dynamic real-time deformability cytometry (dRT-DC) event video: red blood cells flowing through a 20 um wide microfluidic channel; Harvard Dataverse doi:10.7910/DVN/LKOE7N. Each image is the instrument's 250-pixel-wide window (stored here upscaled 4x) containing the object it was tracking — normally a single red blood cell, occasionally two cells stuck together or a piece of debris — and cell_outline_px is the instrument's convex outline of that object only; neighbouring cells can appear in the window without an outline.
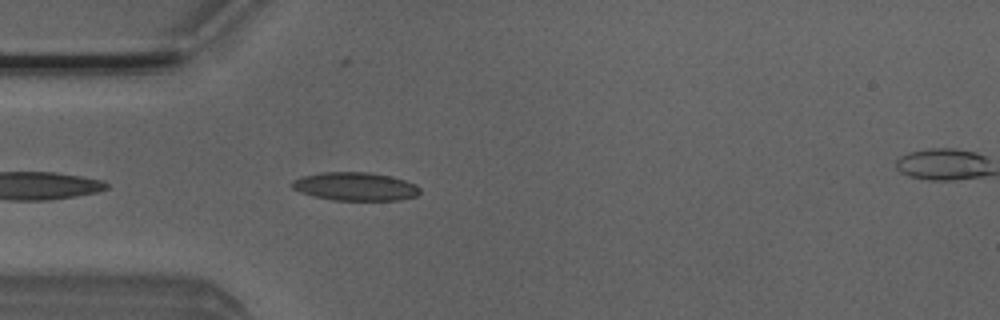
{"species": "Egyptian fruit bat (a non-hibernating species)", "species_latin": "Rousettus aegyptiacus", "temperature_condition": "room temperature", "stored_images_in_passage": 37, "camera_frame_rate_fps": 3000, "um_per_image_px": 0.085, "animal": {"sex": "male"}, "frame": {"image": 1, "passage_image": 3, "time_ms": 0.667, "image_size_px": [1000, 320], "cell_outline_px": [[420, 192], [416, 196], [400, 200], [332, 200], [312, 196], [300, 192], [292, 188], [288, 184], [292, 180], [304, 176], [320, 172], [368, 172], [388, 176], [404, 180], [416, 184], [420, 188]], "centroid_in_image_um": [30.16, 15.85], "position_along_channel_um": 54.8, "area_um2": 21.21}}
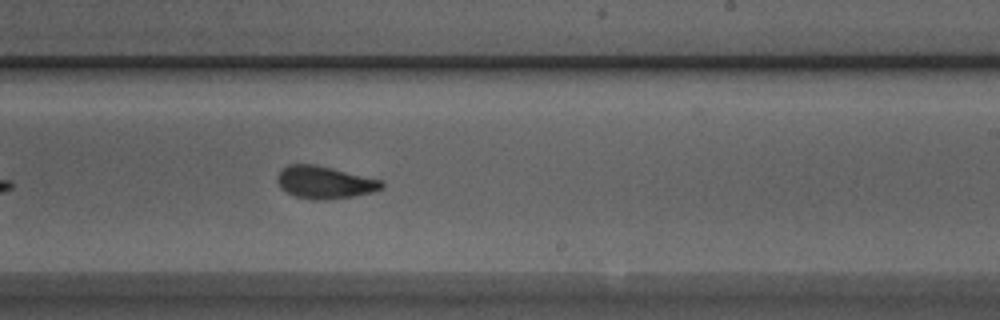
{"frame": {"image": 2, "passage_image": 19, "time_ms": 6.0, "image_size_px": [1000, 320], "cell_outline_px": [[384, 188], [372, 192], [352, 196], [324, 200], [316, 200], [296, 196], [280, 188], [276, 180], [276, 176], [280, 168], [288, 164], [316, 164], [384, 180]], "centroid_in_image_um": [27.59, 15.48], "position_along_channel_um": 261.4, "area_um2": 20.0}}
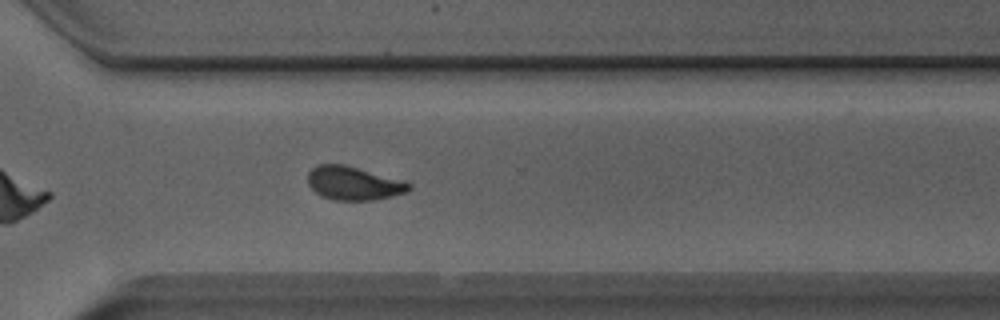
{"frame": {"image": 3, "passage_image": 25, "time_ms": 8.0, "image_size_px": [1000, 320], "cell_outline_px": [[412, 188], [408, 192], [392, 196], [372, 200], [332, 200], [320, 196], [308, 184], [308, 172], [312, 168], [320, 164], [344, 164], [404, 180], [412, 184]], "centroid_in_image_um": [30.08, 15.58], "position_along_channel_um": 340.5, "area_um2": 19.94}, "authors_computed_cell_mechanics": {"area_um2": 19.941, "velocity_mm_per_s": 3.9618, "shape_relaxation_time_tau1_ms": 3.6834, "shape_relaxation_time_tau2_ms": 1.142, "deformation_change_tau1": 0.1338, "deformation_change_tau2": 0.0612}}